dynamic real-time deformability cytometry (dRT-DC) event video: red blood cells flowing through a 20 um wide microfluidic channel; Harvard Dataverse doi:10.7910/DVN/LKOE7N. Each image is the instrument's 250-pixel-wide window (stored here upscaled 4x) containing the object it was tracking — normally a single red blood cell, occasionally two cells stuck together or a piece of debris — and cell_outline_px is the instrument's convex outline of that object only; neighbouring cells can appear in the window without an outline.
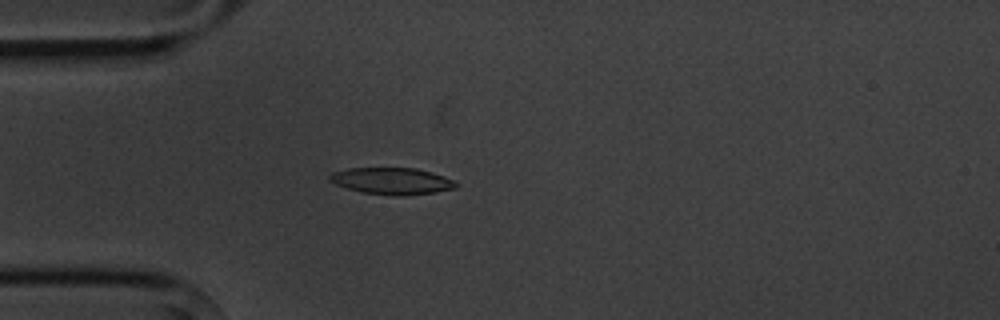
{"species": "common noctule bat (a hibernating species)", "species_latin": "Nyctalus noctula", "temperature_condition": "cold", "stored_images_in_passage": 5, "camera_frame_rate_fps": 3000, "um_per_image_px": 0.085, "animal": {"sex": "male", "body_mass_g": 20.1, "forearm_length_mm": 53.5}, "frame": {"image": 1, "passage_image": 5, "time_ms": 4.667, "image_size_px": [1000, 320], "cell_outline_px": [[460, 184], [456, 188], [436, 192], [364, 192], [348, 188], [336, 184], [328, 180], [328, 176], [332, 172], [348, 168], [416, 168], [432, 172], [444, 176]], "centroid_in_image_um": [33.29, 15.32], "position_along_channel_um": 51.7, "area_um2": 18.55}}